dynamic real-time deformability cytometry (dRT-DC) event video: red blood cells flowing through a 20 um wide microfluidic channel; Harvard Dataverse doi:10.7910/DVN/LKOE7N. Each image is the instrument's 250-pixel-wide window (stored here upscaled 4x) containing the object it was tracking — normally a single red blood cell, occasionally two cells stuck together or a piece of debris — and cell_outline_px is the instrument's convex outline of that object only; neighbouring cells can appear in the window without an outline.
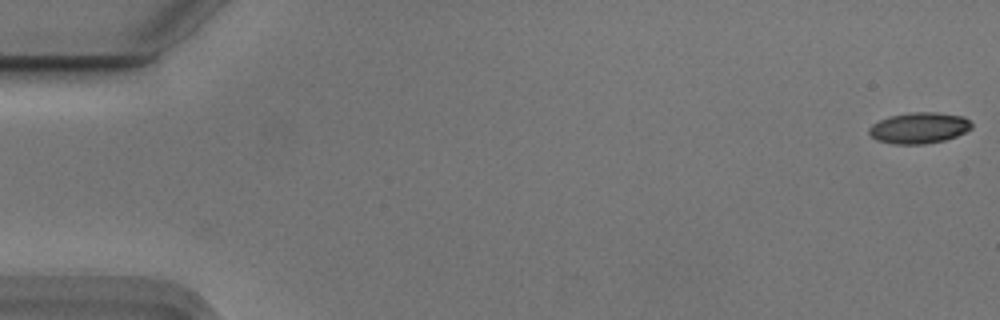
{"species": "Egyptian fruit bat (a non-hibernating species)", "species_latin": "Rousettus aegyptiacus", "temperature_condition": "cold", "stored_images_in_passage": 35, "camera_frame_rate_fps": 3000, "um_per_image_px": 0.085, "animal": {"sex": "male"}, "frame": {"image": 1, "passage_image": 1, "time_ms": 0.0, "image_size_px": [1000, 320], "cell_outline_px": [[972, 128], [956, 136], [944, 140], [924, 144], [892, 144], [876, 140], [868, 132], [868, 128], [872, 124], [880, 120], [892, 116], [912, 112], [936, 112], [964, 116], [972, 124]], "centroid_in_image_um": [78.12, 10.88], "position_along_channel_um": 6.9, "area_um2": 18.5}}
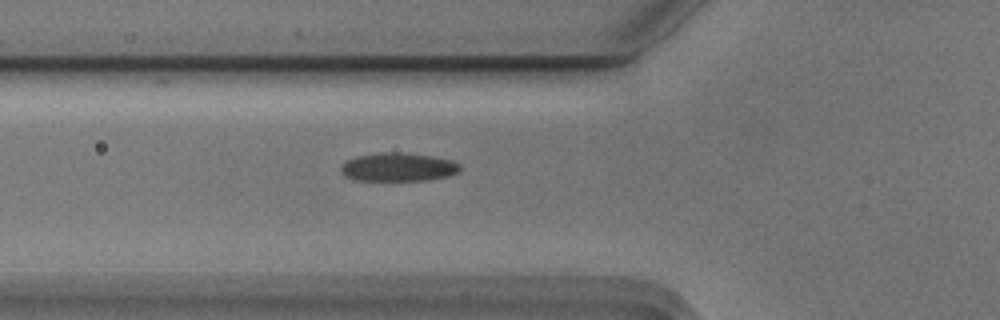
{"frame": {"image": 2, "passage_image": 20, "time_ms": 6.333, "image_size_px": [1000, 320], "cell_outline_px": [[460, 172], [452, 176], [428, 180], [352, 180], [344, 176], [340, 172], [340, 164], [344, 160], [356, 156], [384, 152], [400, 152], [432, 156], [452, 160], [460, 164]], "centroid_in_image_um": [33.83, 14.2], "position_along_channel_um": 92.0, "area_um2": 20.17}}
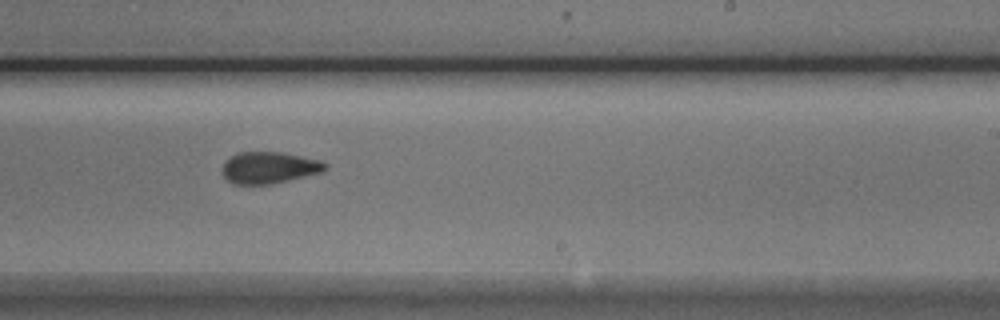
{"frame": {"image": 3, "passage_image": 34, "time_ms": 11.0, "image_size_px": [1000, 320], "cell_outline_px": [[328, 168], [324, 172], [272, 184], [232, 184], [220, 172], [220, 168], [232, 156], [240, 152], [280, 152], [320, 160], [328, 164]], "centroid_in_image_um": [22.9, 14.26], "position_along_channel_um": 266.1, "area_um2": 19.07}}